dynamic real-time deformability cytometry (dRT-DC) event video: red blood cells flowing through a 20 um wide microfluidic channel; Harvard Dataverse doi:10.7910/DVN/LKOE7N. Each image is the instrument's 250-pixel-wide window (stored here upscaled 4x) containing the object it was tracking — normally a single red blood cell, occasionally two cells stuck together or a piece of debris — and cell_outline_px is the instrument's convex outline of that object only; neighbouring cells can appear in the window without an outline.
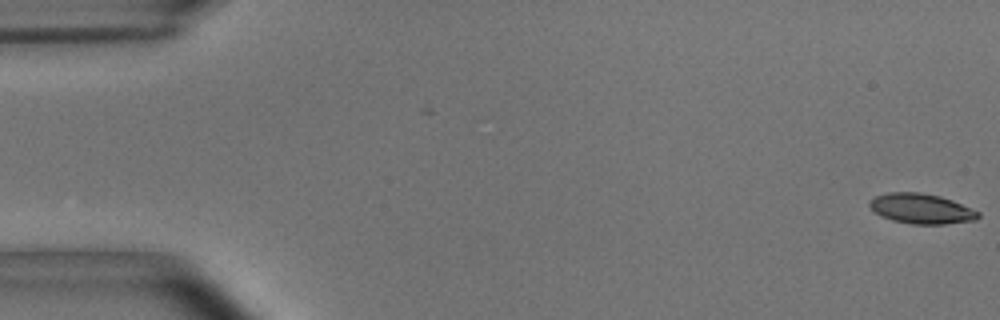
{"species": "common noctule bat (a hibernating species)", "species_latin": "Nyctalus noctula", "temperature_condition": "room temperature", "stored_images_in_passage": 54, "camera_frame_rate_fps": 3000, "um_per_image_px": 0.085, "animal": {"sex": "male", "body_mass_g": 15.6}, "frame": {"image": 1, "passage_image": 1, "time_ms": 0.0, "image_size_px": [1000, 320], "cell_outline_px": [[980, 216], [976, 220], [944, 224], [912, 224], [892, 220], [880, 216], [872, 212], [868, 204], [876, 196], [888, 192], [920, 192], [940, 196], [952, 200], [980, 212]], "centroid_in_image_um": [78.29, 17.74], "position_along_channel_um": 6.7, "area_um2": 19.13}}
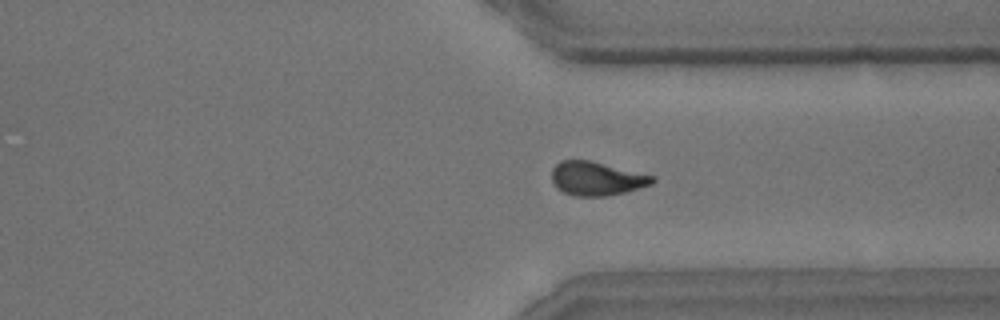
{"frame": {"image": 2, "passage_image": 41, "time_ms": 13.333, "image_size_px": [1000, 320], "cell_outline_px": [[656, 180], [652, 184], [624, 192], [608, 196], [576, 196], [564, 192], [556, 188], [552, 180], [552, 168], [560, 160], [592, 160], [656, 176]], "centroid_in_image_um": [50.72, 15.16], "position_along_channel_um": 360.7, "area_um2": 20.0}}
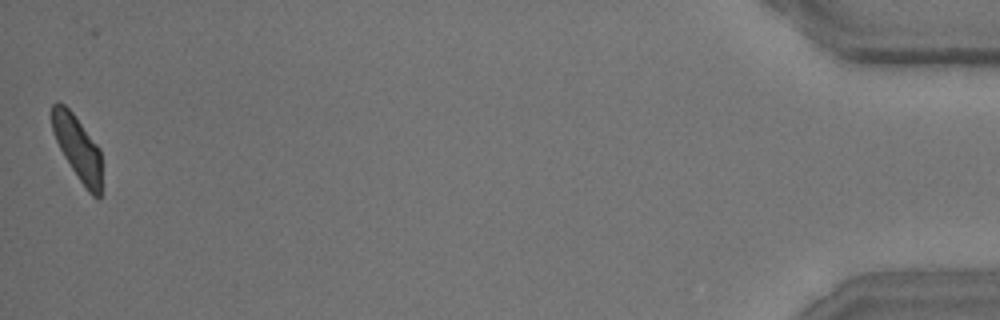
{"frame": {"image": 3, "passage_image": 54, "time_ms": 17.667, "image_size_px": [1000, 320], "cell_outline_px": [[100, 196], [92, 196], [88, 192], [64, 156], [56, 140], [52, 128], [52, 104], [56, 100], [64, 104], [72, 112], [100, 148]], "centroid_in_image_um": [6.58, 12.52], "position_along_channel_um": 428.6, "area_um2": 18.15}, "authors_computed_cell_mechanics": {"area_um2": 19.8254, "velocity_mm_per_s": 3.7041, "shape_relaxation_time_tau1_ms": 3.7066, "shape_relaxation_time_tau2_ms": 2.6795, "deformation_change_tau1": 0.1645, "deformation_change_tau2": 0.1001}}